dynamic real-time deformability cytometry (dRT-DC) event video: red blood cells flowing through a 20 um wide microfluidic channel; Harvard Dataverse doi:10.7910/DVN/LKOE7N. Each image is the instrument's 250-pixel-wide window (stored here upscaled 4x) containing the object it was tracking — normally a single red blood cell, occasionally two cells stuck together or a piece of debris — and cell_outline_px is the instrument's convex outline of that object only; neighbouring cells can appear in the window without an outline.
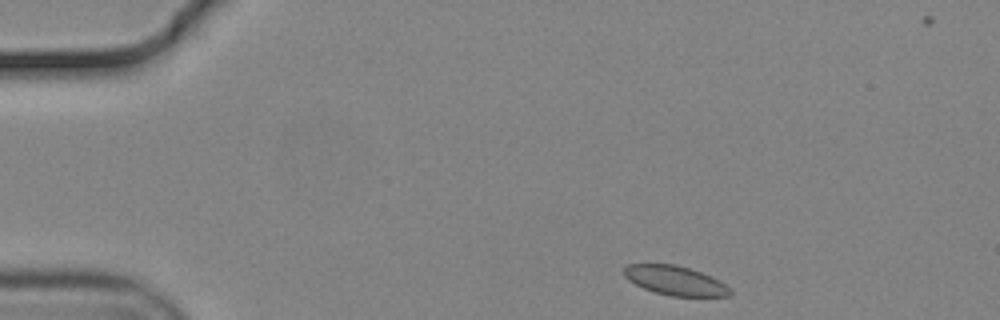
{"species": "common noctule bat (a hibernating species)", "species_latin": "Nyctalus noctula", "temperature_condition": "cold", "stored_images_in_passage": 48, "camera_frame_rate_fps": 3000, "um_per_image_px": 0.085, "animal": {"sex": "male", "body_mass_g": 19.2, "forearm_length_mm": 51.8}, "frame": {"image": 1, "passage_image": 1, "time_ms": 0.0, "image_size_px": [1000, 320], "cell_outline_px": [[732, 292], [728, 296], [672, 296], [656, 292], [644, 288], [628, 280], [624, 276], [624, 268], [628, 264], [672, 264], [688, 268], [700, 272], [724, 284]], "centroid_in_image_um": [57.34, 23.84], "position_along_channel_um": 27.7, "area_um2": 17.63}}
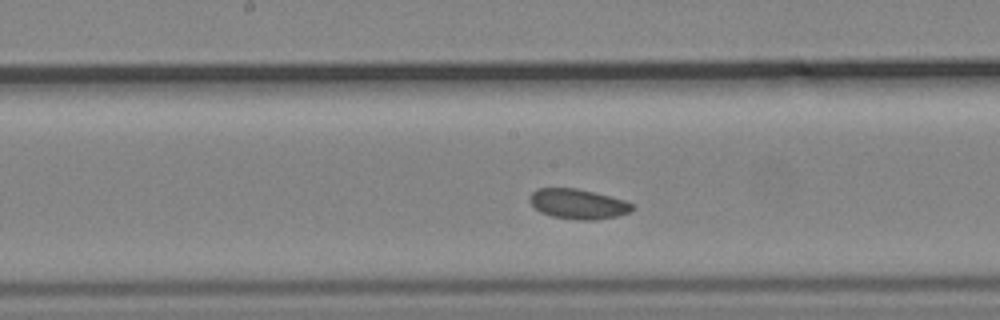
{"frame": {"image": 2, "passage_image": 21, "time_ms": 6.667, "image_size_px": [1000, 320], "cell_outline_px": [[636, 208], [628, 212], [616, 216], [596, 220], [580, 220], [552, 216], [540, 212], [528, 200], [528, 196], [536, 188], [576, 188], [624, 200], [636, 204]], "centroid_in_image_um": [49.13, 17.33], "position_along_channel_um": 199.1, "area_um2": 17.92}}
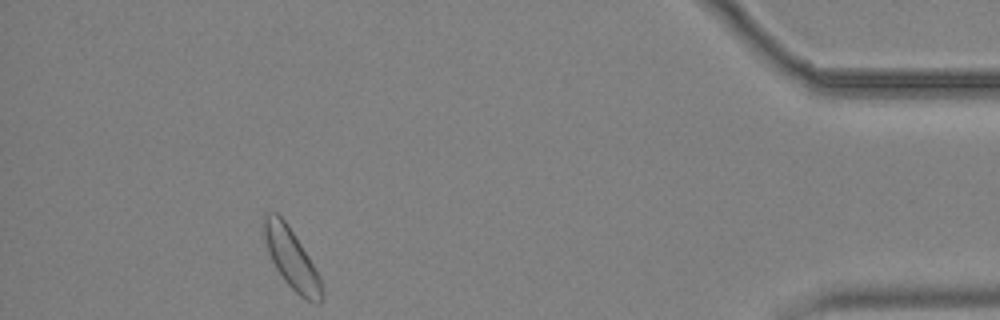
{"frame": {"image": 3, "passage_image": 43, "time_ms": 14.0, "image_size_px": [1000, 320], "cell_outline_px": [[320, 300], [316, 304], [300, 296], [284, 280], [276, 268], [268, 252], [264, 236], [264, 212], [276, 212], [284, 220], [308, 256], [320, 276]], "centroid_in_image_um": [24.73, 21.95], "position_along_channel_um": 410.5, "area_um2": 19.42}, "authors_computed_cell_mechanics": {"area_um2": 18.785, "velocity_mm_per_s": 3.6486, "shape_relaxation_time_tau1_ms": null, "shape_relaxation_time_tau2_ms": 4.0948, "deformation_change_tau1": null, "deformation_change_tau2": 0.0811}}